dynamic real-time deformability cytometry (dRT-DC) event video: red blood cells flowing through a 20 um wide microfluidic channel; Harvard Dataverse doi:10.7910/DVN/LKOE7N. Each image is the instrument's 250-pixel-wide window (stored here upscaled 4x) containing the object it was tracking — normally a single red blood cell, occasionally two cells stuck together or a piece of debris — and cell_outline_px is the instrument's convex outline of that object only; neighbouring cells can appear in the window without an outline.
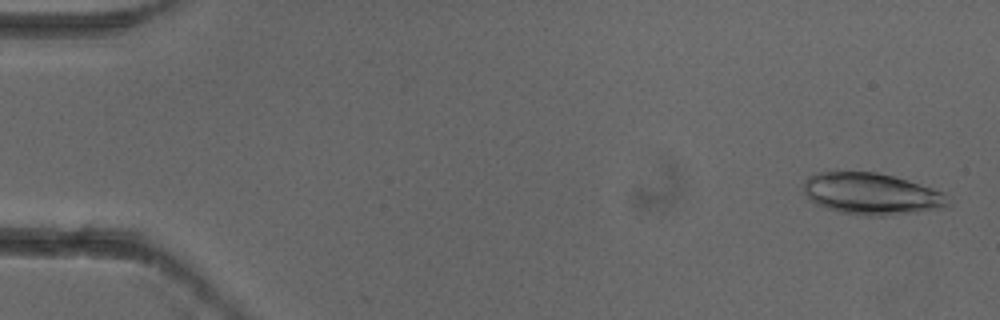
{"species": "common noctule bat (a hibernating species)", "species_latin": "Nyctalus noctula", "temperature_condition": "cold", "stored_images_in_passage": 4, "camera_frame_rate_fps": 3000, "um_per_image_px": 0.085, "animal": {"sex": "female"}, "frame": {"image": 1, "passage_image": 1, "time_ms": 0.0, "image_size_px": [1000, 320], "cell_outline_px": [[952, 200], [948, 204], [940, 208], [884, 216], [864, 216], [840, 212], [816, 204], [804, 192], [804, 180], [808, 176], [816, 172], [876, 172], [892, 176], [932, 188], [944, 192]], "centroid_in_image_um": [74.07, 16.47], "position_along_channel_um": 10.9, "area_um2": 34.8}}
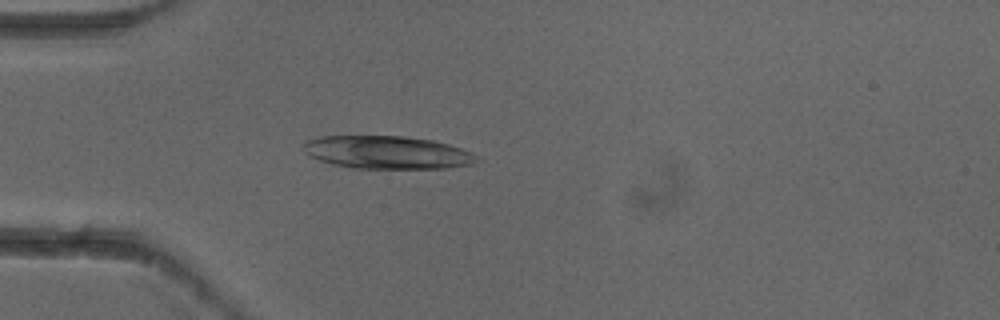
{"frame": {"image": 2, "passage_image": 4, "time_ms": 1.0, "image_size_px": [1000, 320], "cell_outline_px": [[480, 160], [472, 164], [448, 168], [352, 168], [332, 164], [320, 160], [304, 152], [304, 140], [320, 136], [404, 136], [432, 140], [448, 144], [472, 152]], "centroid_in_image_um": [32.91, 12.95], "position_along_channel_um": 52.1, "area_um2": 33.23}}